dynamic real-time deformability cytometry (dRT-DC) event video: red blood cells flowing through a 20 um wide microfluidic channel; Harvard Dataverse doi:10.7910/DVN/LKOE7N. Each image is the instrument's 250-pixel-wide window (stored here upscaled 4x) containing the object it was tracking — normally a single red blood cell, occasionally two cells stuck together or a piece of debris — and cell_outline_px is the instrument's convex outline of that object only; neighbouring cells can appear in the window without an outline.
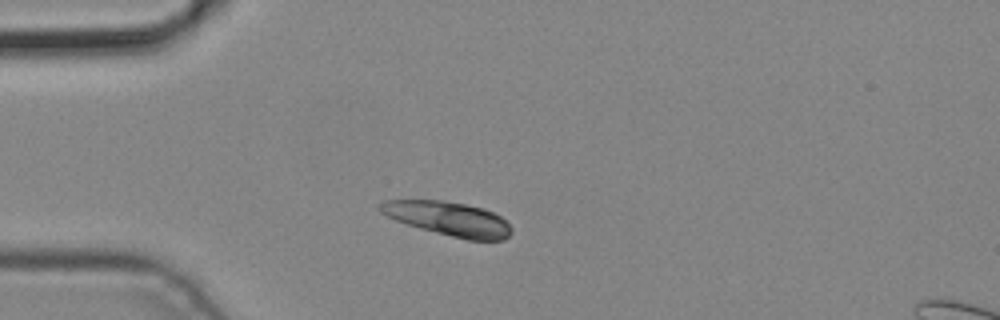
{"species": "common noctule bat (a hibernating species)", "species_latin": "Nyctalus noctula", "temperature_condition": "cold", "stored_images_in_passage": 2, "camera_frame_rate_fps": 3000, "um_per_image_px": 0.085, "animal": {"sex": "male", "body_mass_g": 19.2, "forearm_length_mm": 51.8}, "frame": {"image": 1, "passage_image": 2, "time_ms": 0.333, "image_size_px": [1000, 320], "cell_outline_px": [[512, 232], [504, 240], [468, 240], [420, 228], [396, 220], [380, 212], [376, 208], [384, 200], [440, 200], [464, 204], [484, 208], [500, 216], [512, 228]], "centroid_in_image_um": [38.12, 18.58], "position_along_channel_um": 46.9, "area_um2": 25.84}}